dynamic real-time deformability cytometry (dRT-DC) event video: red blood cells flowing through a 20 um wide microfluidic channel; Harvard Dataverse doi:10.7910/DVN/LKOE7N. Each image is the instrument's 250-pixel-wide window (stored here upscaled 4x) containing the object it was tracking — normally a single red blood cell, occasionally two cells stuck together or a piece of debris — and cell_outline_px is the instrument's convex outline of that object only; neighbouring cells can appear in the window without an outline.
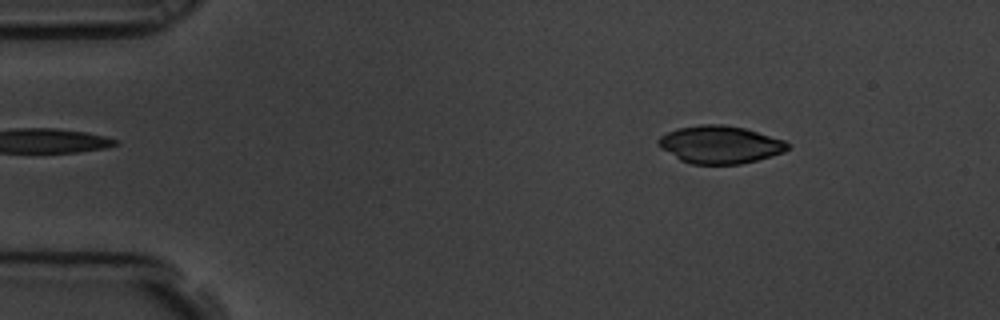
{"species": "common noctule bat (a hibernating species)", "species_latin": "Nyctalus noctula", "temperature_condition": "room temperature", "stored_images_in_passage": 4, "camera_frame_rate_fps": 3000, "um_per_image_px": 0.085, "animal": {"sex": "male", "body_mass_g": 19.5, "forearm_length_mm": 54.6}, "frame": {"image": 1, "passage_image": 2, "time_ms": 0.333, "image_size_px": [1000, 320], "cell_outline_px": [[792, 144], [784, 152], [756, 160], [740, 164], [692, 164], [680, 160], [660, 148], [656, 144], [656, 140], [660, 136], [676, 128], [700, 124], [724, 124], [744, 128], [784, 140]], "centroid_in_image_um": [61.16, 12.28], "position_along_channel_um": 23.8, "area_um2": 28.5}}